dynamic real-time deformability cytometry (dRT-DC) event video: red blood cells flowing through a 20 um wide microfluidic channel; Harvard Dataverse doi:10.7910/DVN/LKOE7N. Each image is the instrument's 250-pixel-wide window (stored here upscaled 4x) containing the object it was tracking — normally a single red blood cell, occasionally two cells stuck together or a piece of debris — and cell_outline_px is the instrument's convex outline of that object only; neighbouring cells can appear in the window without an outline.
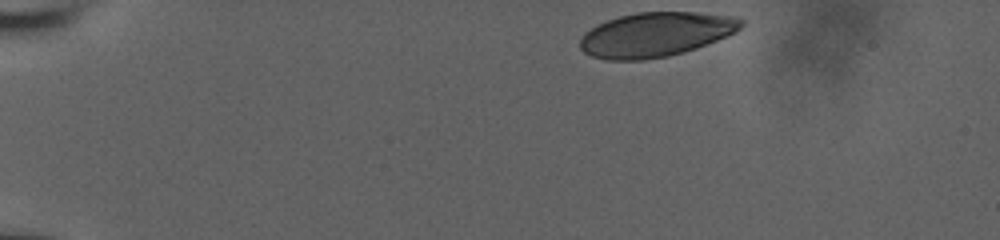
{"species": "human", "species_latin": "Homo sapiens", "temperature_condition": "room temperature", "stored_images_in_passage": 39, "camera_frame_rate_fps": 3000, "um_per_image_px": 0.085, "donor": {"sex": "male"}, "frame": {"image": 1, "passage_image": 1, "time_ms": 0.0, "image_size_px": [1000, 240], "cell_outline_px": [[744, 24], [736, 32], [728, 36], [696, 48], [684, 52], [668, 56], [644, 60], [604, 60], [592, 56], [584, 52], [580, 48], [580, 36], [584, 32], [596, 24], [620, 16], [636, 12], [696, 12], [740, 16], [744, 20]], "centroid_in_image_um": [55.75, 2.93], "position_along_channel_um": 29.2, "area_um2": 42.19}}
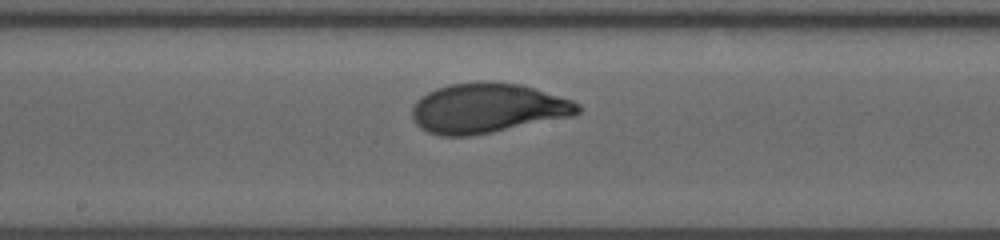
{"frame": {"image": 2, "passage_image": 23, "time_ms": 7.333, "image_size_px": [1000, 240], "cell_outline_px": [[580, 112], [576, 116], [472, 136], [440, 136], [428, 132], [420, 128], [412, 120], [412, 108], [416, 100], [420, 96], [436, 88], [448, 84], [476, 80], [484, 80], [520, 84], [572, 100], [580, 104]], "centroid_in_image_um": [41.42, 9.19], "position_along_channel_um": 206.8, "area_um2": 48.78}}
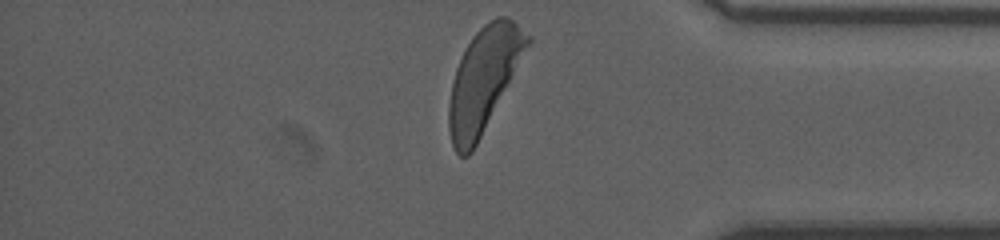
{"frame": {"image": 3, "passage_image": 39, "time_ms": 12.667, "image_size_px": [1000, 240], "cell_outline_px": [[532, 40], [472, 152], [468, 156], [460, 156], [456, 152], [452, 144], [448, 128], [448, 104], [452, 80], [456, 68], [472, 36], [484, 24], [496, 16], [508, 16], [532, 36]], "centroid_in_image_um": [41.1, 6.74], "position_along_channel_um": 394.1, "area_um2": 46.7}, "authors_computed_cell_mechanics": {"area_um2": 46.4712, "velocity_mm_per_s": 3.7897, "shape_relaxation_time_tau1_ms": 2.7082, "shape_relaxation_time_tau2_ms": null, "deformation_change_tau1": 0.1626, "deformation_change_tau2": null}}